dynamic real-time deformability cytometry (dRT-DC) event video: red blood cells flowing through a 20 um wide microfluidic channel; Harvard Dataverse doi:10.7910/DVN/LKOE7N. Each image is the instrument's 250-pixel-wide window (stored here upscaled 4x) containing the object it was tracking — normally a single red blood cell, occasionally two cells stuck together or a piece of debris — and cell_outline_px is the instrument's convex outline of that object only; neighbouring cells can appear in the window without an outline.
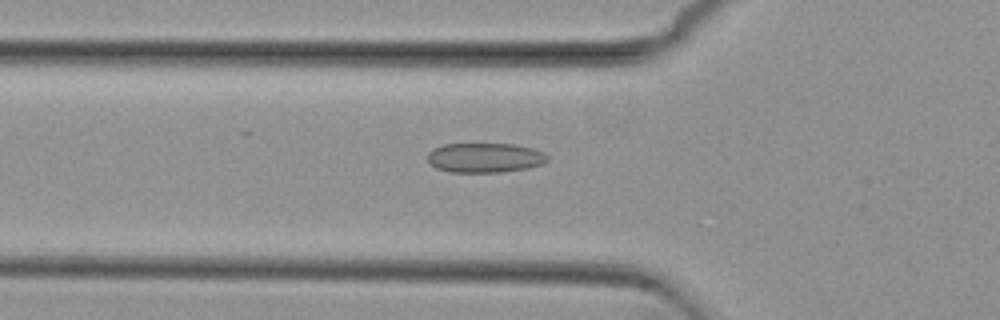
{"species": "common noctule bat (a hibernating species)", "species_latin": "Nyctalus noctula", "temperature_condition": "cold", "stored_images_in_passage": 53, "camera_frame_rate_fps": 3000, "um_per_image_px": 0.085, "animal": {"sex": "female", "body_mass_g": 29.2, "forearm_length_mm": 56.3}, "frame": {"image": 1, "passage_image": 18, "time_ms": 5.667, "image_size_px": [1000, 320], "cell_outline_px": [[548, 160], [540, 164], [528, 168], [500, 172], [452, 172], [436, 168], [428, 160], [428, 152], [432, 148], [444, 144], [516, 144], [532, 148], [544, 152], [548, 156]], "centroid_in_image_um": [41.21, 13.4], "position_along_channel_um": 84.6, "area_um2": 20.69}}
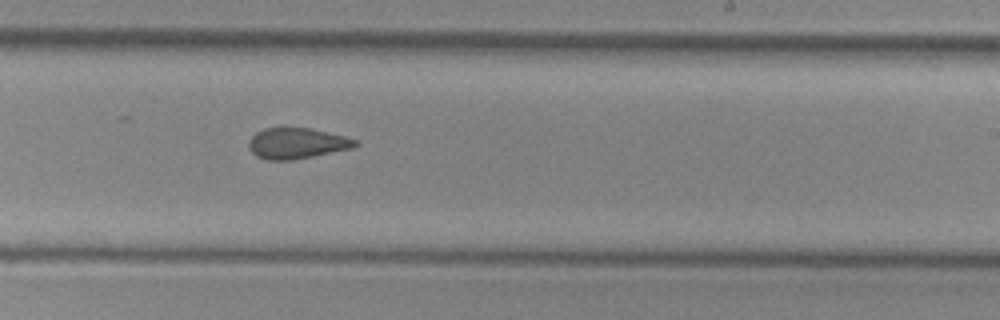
{"frame": {"image": 2, "passage_image": 32, "time_ms": 10.333, "image_size_px": [1000, 320], "cell_outline_px": [[360, 144], [352, 148], [292, 160], [268, 160], [256, 156], [248, 148], [248, 140], [256, 132], [264, 128], [312, 128], [344, 136], [356, 140]], "centroid_in_image_um": [25.2, 12.18], "position_along_channel_um": 263.8, "area_um2": 19.07}}
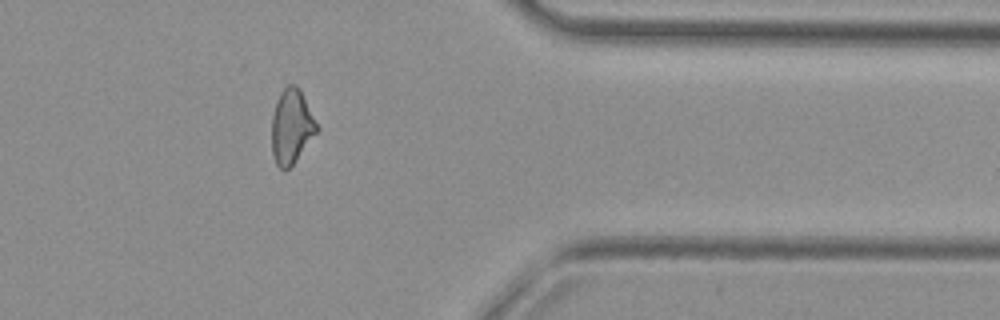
{"frame": {"image": 3, "passage_image": 43, "time_ms": 14.0, "image_size_px": [1000, 320], "cell_outline_px": [[320, 128], [296, 160], [284, 172], [276, 164], [272, 152], [272, 116], [276, 100], [280, 92], [288, 84], [296, 84], [300, 88]], "centroid_in_image_um": [24.78, 10.73], "position_along_channel_um": 386.6, "area_um2": 19.71}, "authors_computed_cell_mechanics": {"area_um2": 20.4034, "velocity_mm_per_s": 3.8232, "shape_relaxation_time_tau1_ms": null, "shape_relaxation_time_tau2_ms": 2.2833, "deformation_change_tau1": null, "deformation_change_tau2": 0.1011}}